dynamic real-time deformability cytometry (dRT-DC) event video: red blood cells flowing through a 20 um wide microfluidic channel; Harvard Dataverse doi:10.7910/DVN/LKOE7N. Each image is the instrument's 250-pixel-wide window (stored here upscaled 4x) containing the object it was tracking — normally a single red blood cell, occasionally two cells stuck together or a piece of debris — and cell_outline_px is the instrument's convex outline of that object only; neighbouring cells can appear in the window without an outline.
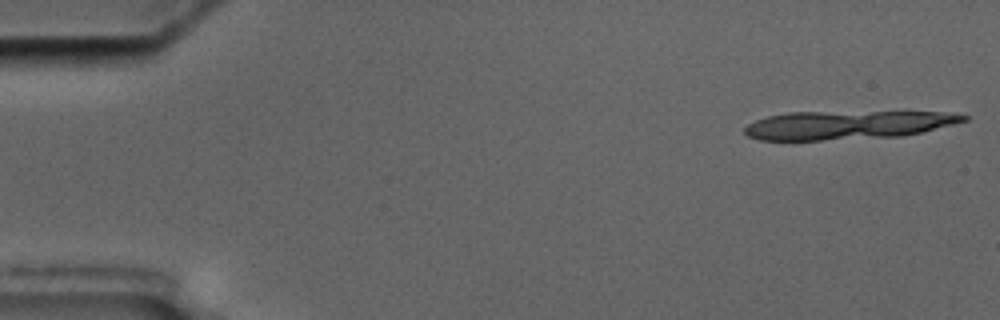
{"species": "common noctule bat (a hibernating species)", "species_latin": "Nyctalus noctula", "temperature_condition": "cold", "stored_images_in_passage": 3, "camera_frame_rate_fps": 3000, "um_per_image_px": 0.085, "animal": {"sex": "male", "body_mass_g": 17.5, "forearm_length_mm": 52.3}, "frame": {"image": 1, "passage_image": 1, "time_ms": 0.0, "image_size_px": [1000, 320], "cell_outline_px": [[968, 120], [904, 136], [820, 140], [760, 140], [748, 136], [744, 132], [744, 128], [748, 124], [756, 120], [768, 116], [788, 112], [940, 112], [968, 116]], "centroid_in_image_um": [71.97, 10.62], "position_along_channel_um": 13.0, "area_um2": 36.01}}